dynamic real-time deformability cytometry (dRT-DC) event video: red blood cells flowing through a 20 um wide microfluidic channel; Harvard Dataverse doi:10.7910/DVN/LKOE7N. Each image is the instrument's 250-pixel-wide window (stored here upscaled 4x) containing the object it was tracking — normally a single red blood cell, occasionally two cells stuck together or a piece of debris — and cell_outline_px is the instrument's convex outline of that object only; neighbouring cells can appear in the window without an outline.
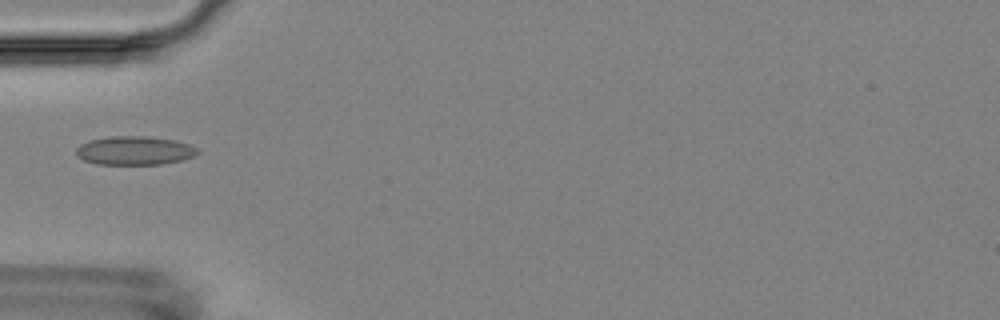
{"species": "Egyptian fruit bat (a non-hibernating species)", "species_latin": "Rousettus aegyptiacus", "temperature_condition": "room temperature", "stored_images_in_passage": 6, "camera_frame_rate_fps": 3000, "um_per_image_px": 0.085, "animal": {"sex": "female"}, "frame": {"image": 1, "passage_image": 6, "time_ms": 5.667, "image_size_px": [1000, 320], "cell_outline_px": [[200, 152], [196, 156], [164, 164], [96, 164], [84, 160], [76, 156], [76, 148], [80, 144], [88, 140], [112, 136], [148, 136], [176, 140], [200, 148]], "centroid_in_image_um": [11.46, 12.79], "position_along_channel_um": 73.5, "area_um2": 20.58}}